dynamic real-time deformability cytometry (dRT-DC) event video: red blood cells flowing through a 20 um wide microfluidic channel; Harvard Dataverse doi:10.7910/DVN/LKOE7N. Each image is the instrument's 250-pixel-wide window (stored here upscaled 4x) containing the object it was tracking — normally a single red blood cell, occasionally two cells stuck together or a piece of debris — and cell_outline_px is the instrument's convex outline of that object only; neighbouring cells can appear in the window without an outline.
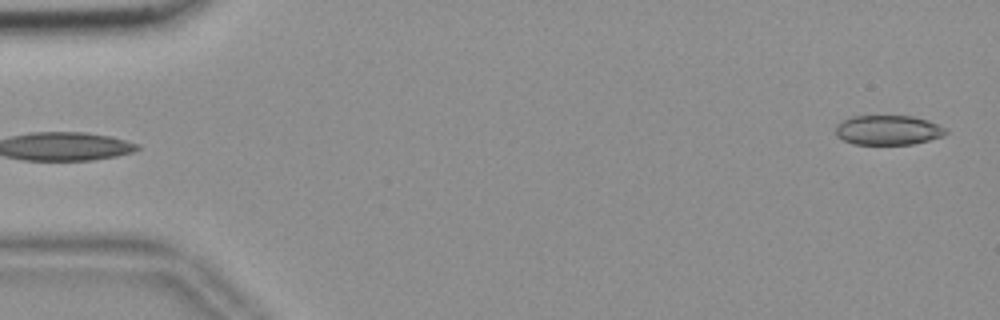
{"species": "common noctule bat (a hibernating species)", "species_latin": "Nyctalus noctula", "temperature_condition": "room temperature", "stored_images_in_passage": 54, "camera_frame_rate_fps": 3000, "um_per_image_px": 0.085, "animal": {"sex": "female", "body_mass_g": 18.4}, "frame": {"image": 1, "passage_image": 1, "time_ms": 0.0, "image_size_px": [1000, 320], "cell_outline_px": [[948, 132], [944, 136], [912, 144], [852, 144], [836, 136], [836, 124], [852, 116], [912, 116], [928, 120], [948, 128]], "centroid_in_image_um": [75.51, 11.05], "position_along_channel_um": 9.5, "area_um2": 19.13}}
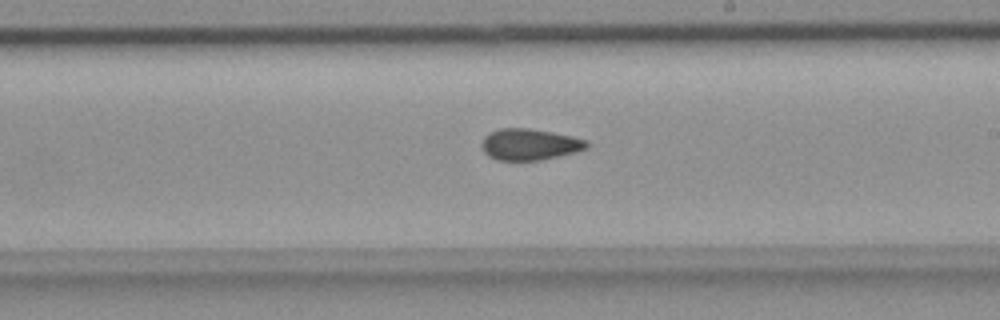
{"frame": {"image": 2, "passage_image": 31, "time_ms": 10.0, "image_size_px": [1000, 320], "cell_outline_px": [[588, 148], [576, 152], [540, 160], [496, 160], [488, 156], [484, 152], [480, 144], [484, 136], [488, 132], [500, 128], [528, 128], [552, 132], [572, 136], [588, 140]], "centroid_in_image_um": [44.99, 12.27], "position_along_channel_um": 244.0, "area_um2": 19.36}}
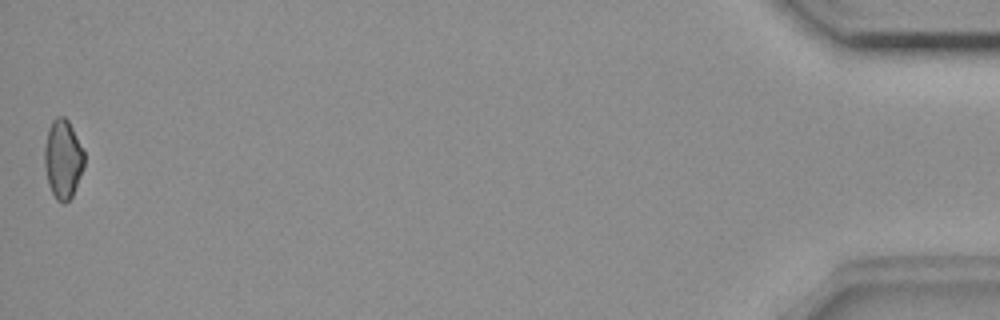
{"frame": {"image": 3, "passage_image": 54, "time_ms": 17.667, "image_size_px": [1000, 320], "cell_outline_px": [[84, 168], [72, 196], [64, 204], [56, 200], [48, 184], [44, 164], [44, 148], [48, 128], [52, 120], [56, 116], [64, 116], [68, 120], [84, 152]], "centroid_in_image_um": [5.34, 13.52], "position_along_channel_um": 429.9, "area_um2": 18.32}, "authors_computed_cell_mechanics": {"area_um2": 19.2474, "velocity_mm_per_s": 3.6703, "shape_relaxation_time_tau1_ms": null, "shape_relaxation_time_tau2_ms": 3.0501, "deformation_change_tau1": null, "deformation_change_tau2": 0.0817}}